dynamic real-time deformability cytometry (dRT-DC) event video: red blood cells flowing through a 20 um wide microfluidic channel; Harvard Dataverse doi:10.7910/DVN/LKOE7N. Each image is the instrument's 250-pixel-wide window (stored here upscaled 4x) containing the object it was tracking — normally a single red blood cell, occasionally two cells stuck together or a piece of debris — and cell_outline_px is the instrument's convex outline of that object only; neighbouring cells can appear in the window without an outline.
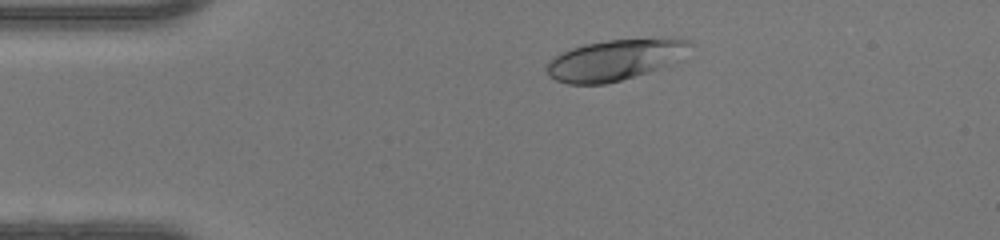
{"species": "human", "species_latin": "Homo sapiens", "temperature_condition": "warm", "stored_images_in_passage": 44, "camera_frame_rate_fps": 3000, "um_per_image_px": 0.085, "donor": {"sex": "female"}, "frame": {"image": 1, "passage_image": 5, "time_ms": 1.333, "image_size_px": [1000, 240], "cell_outline_px": [[696, 44], [656, 68], [620, 80], [604, 84], [568, 84], [556, 80], [548, 76], [548, 64], [552, 56], [572, 48], [584, 44], [608, 40], [672, 36], [692, 40]], "centroid_in_image_um": [52.23, 5.04], "position_along_channel_um": 32.8, "area_um2": 33.58}}
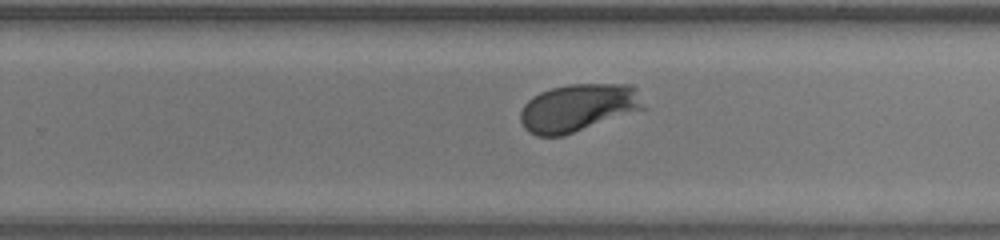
{"frame": {"image": 2, "passage_image": 26, "time_ms": 8.333, "image_size_px": [1000, 240], "cell_outline_px": [[648, 108], [564, 136], [536, 136], [528, 132], [524, 128], [520, 120], [520, 112], [524, 104], [532, 96], [540, 92], [552, 88], [568, 84], [632, 84], [636, 88]], "centroid_in_image_um": [49.17, 9.16], "position_along_channel_um": 280.6, "area_um2": 34.74}}
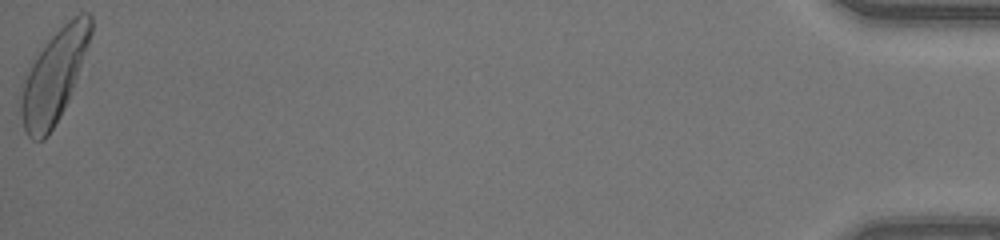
{"frame": {"image": 3, "passage_image": 44, "time_ms": 14.333, "image_size_px": [1000, 240], "cell_outline_px": [[92, 32], [88, 44], [68, 100], [60, 116], [48, 136], [44, 140], [32, 140], [28, 136], [24, 128], [20, 112], [20, 96], [24, 80], [32, 64], [48, 40], [68, 20], [80, 12], [88, 12], [92, 16]], "centroid_in_image_um": [4.59, 6.5], "position_along_channel_um": 430.6, "area_um2": 36.53}, "authors_computed_cell_mechanics": {"area_um2": 33.6685, "velocity_mm_per_s": 4.2278, "shape_relaxation_time_tau1_ms": 2.7665, "shape_relaxation_time_tau2_ms": null, "deformation_change_tau1": 0.1665, "deformation_change_tau2": null}}